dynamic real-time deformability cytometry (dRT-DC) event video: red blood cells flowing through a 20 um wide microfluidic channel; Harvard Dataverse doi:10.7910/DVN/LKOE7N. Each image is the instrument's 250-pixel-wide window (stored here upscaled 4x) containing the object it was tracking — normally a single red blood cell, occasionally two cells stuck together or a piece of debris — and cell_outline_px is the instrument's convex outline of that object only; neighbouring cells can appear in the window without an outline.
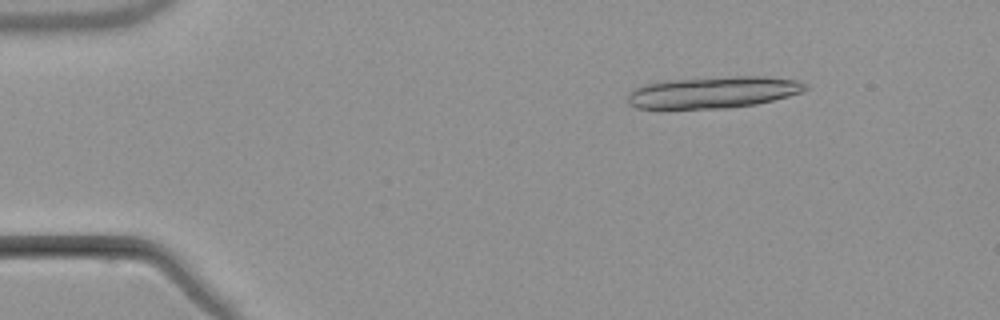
{"species": "common noctule bat (a hibernating species)", "species_latin": "Nyctalus noctula", "temperature_condition": "warm", "stored_images_in_passage": 5, "camera_frame_rate_fps": 3000, "um_per_image_px": 0.085, "animal": {"sex": "male", "body_mass_g": 21.5, "forearm_length_mm": 52.0}, "frame": {"image": 1, "passage_image": 2, "time_ms": 1.0, "image_size_px": [1000, 320], "cell_outline_px": [[808, 88], [804, 92], [756, 104], [728, 108], [636, 108], [628, 104], [628, 92], [644, 84], [668, 80], [736, 76], [764, 76], [796, 80], [808, 84]], "centroid_in_image_um": [60.65, 7.84], "position_along_channel_um": 24.4, "area_um2": 32.71}}
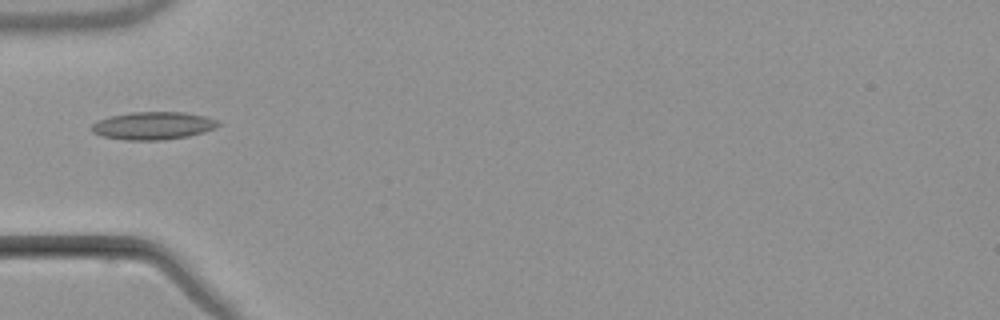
{"frame": {"image": 2, "passage_image": 5, "time_ms": 4.667, "image_size_px": [1000, 320], "cell_outline_px": [[220, 124], [216, 128], [204, 132], [188, 136], [164, 140], [124, 140], [104, 136], [92, 132], [92, 124], [100, 120], [112, 116], [132, 112], [184, 112], [204, 116], [216, 120]], "centroid_in_image_um": [13.04, 10.69], "position_along_channel_um": 72.0, "area_um2": 20.29}}